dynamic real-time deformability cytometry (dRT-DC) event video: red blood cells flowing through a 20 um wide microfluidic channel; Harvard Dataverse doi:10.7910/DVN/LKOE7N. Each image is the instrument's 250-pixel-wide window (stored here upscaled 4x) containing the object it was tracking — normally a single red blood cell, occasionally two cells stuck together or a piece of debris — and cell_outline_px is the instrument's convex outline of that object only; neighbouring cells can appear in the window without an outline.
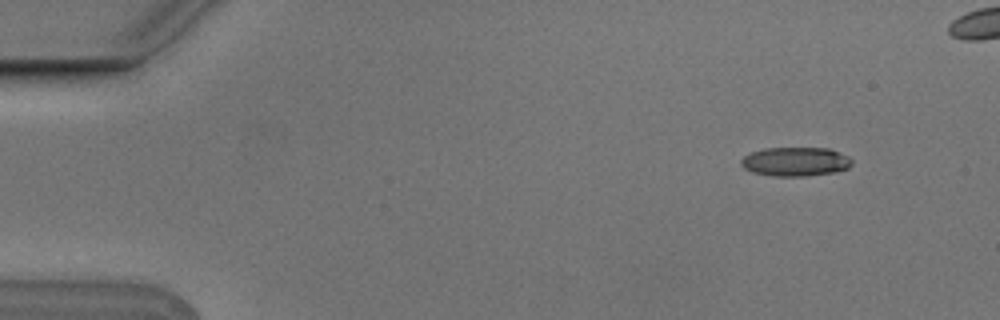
{"species": "Egyptian fruit bat (a non-hibernating species)", "species_latin": "Rousettus aegyptiacus", "temperature_condition": "cold", "stored_images_in_passage": 5, "camera_frame_rate_fps": 3000, "um_per_image_px": 0.085, "animal": {"sex": "male"}, "frame": {"image": 1, "passage_image": 1, "time_ms": 0.0, "image_size_px": [1000, 320], "cell_outline_px": [[852, 164], [848, 168], [832, 172], [804, 176], [776, 176], [752, 172], [744, 168], [740, 164], [740, 160], [744, 156], [752, 152], [764, 148], [828, 148], [848, 156], [852, 160]], "centroid_in_image_um": [67.59, 13.73], "position_along_channel_um": 17.4, "area_um2": 18.61}}